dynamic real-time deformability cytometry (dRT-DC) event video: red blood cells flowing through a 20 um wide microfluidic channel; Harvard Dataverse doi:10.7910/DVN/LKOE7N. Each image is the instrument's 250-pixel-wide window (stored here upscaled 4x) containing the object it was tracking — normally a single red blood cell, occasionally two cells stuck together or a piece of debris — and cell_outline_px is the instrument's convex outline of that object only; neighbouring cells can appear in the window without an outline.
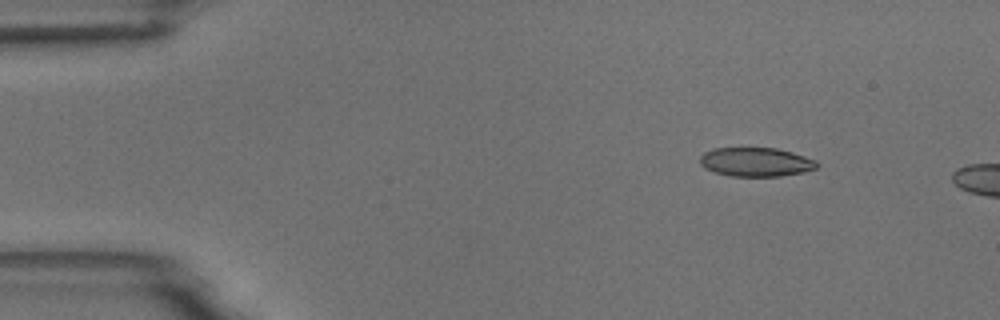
{"species": "common noctule bat (a hibernating species)", "species_latin": "Nyctalus noctula", "temperature_condition": "room temperature", "stored_images_in_passage": 3, "camera_frame_rate_fps": 3000, "um_per_image_px": 0.085, "animal": {"sex": "male", "body_mass_g": 18.8}, "frame": {"image": 1, "passage_image": 2, "time_ms": 1.333, "image_size_px": [1000, 320], "cell_outline_px": [[820, 164], [816, 168], [804, 172], [780, 176], [732, 176], [716, 172], [704, 168], [700, 164], [700, 156], [704, 152], [712, 148], [776, 148], [792, 152], [816, 160]], "centroid_in_image_um": [64.25, 13.76], "position_along_channel_um": 20.7, "area_um2": 19.77}}